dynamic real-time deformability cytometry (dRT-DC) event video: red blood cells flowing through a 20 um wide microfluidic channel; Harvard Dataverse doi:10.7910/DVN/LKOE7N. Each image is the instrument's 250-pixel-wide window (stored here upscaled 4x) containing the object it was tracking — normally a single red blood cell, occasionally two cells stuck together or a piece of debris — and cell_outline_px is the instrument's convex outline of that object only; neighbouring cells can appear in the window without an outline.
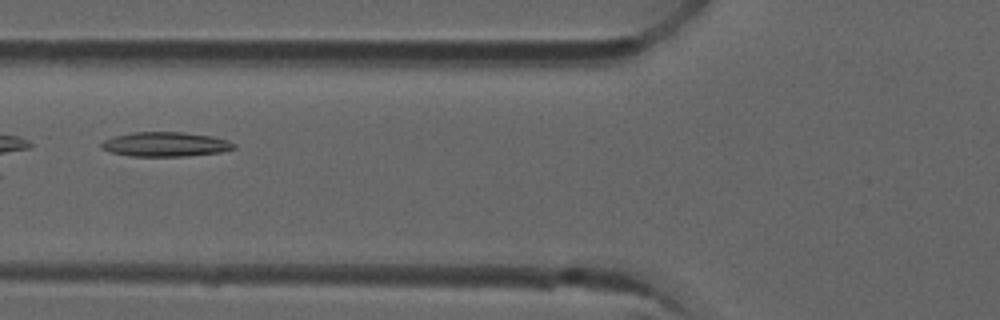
{"species": "common noctule bat (a hibernating species)", "species_latin": "Nyctalus noctula", "temperature_condition": "room temperature", "stored_images_in_passage": 32, "camera_frame_rate_fps": 3000, "um_per_image_px": 0.085, "animal": {"sex": "male", "forearm_length_mm": 52.5}, "frame": {"image": 1, "passage_image": 4, "time_ms": 1.0, "image_size_px": [1000, 320], "cell_outline_px": [[236, 148], [220, 152], [188, 156], [128, 156], [112, 152], [100, 148], [100, 144], [104, 140], [112, 136], [132, 132], [184, 132], [212, 136], [228, 140], [236, 144]], "centroid_in_image_um": [14.05, 12.26], "position_along_channel_um": 111.7, "area_um2": 19.07}}
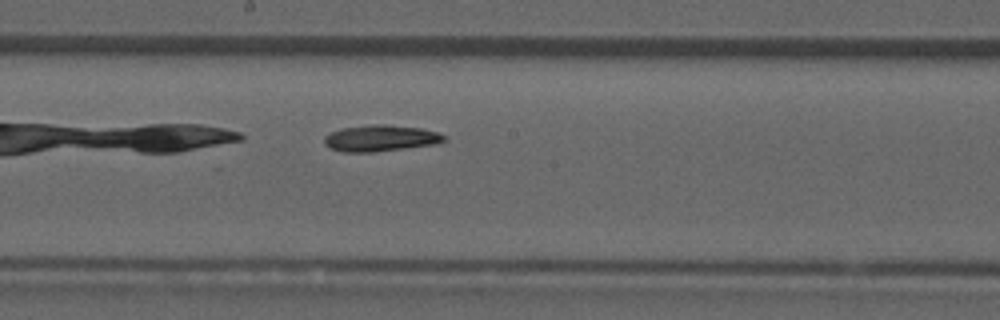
{"frame": {"image": 2, "passage_image": 12, "time_ms": 3.667, "image_size_px": [1000, 320], "cell_outline_px": [[444, 140], [440, 144], [372, 152], [344, 152], [328, 148], [324, 144], [324, 136], [340, 128], [372, 124], [384, 124], [420, 128], [436, 132], [444, 136]], "centroid_in_image_um": [32.31, 11.75], "position_along_channel_um": 215.9, "area_um2": 18.44}}
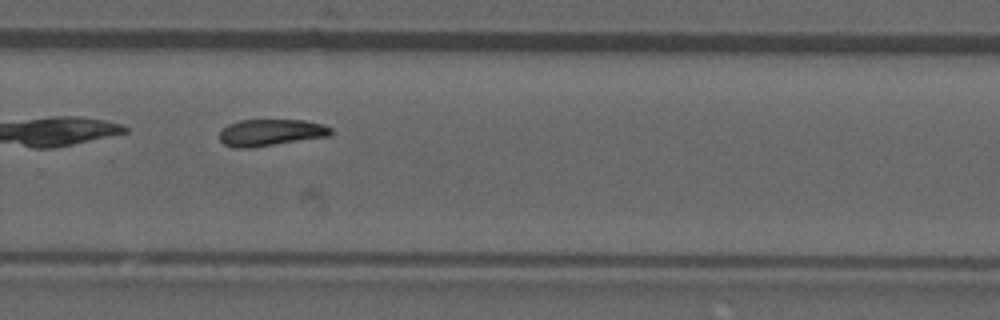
{"frame": {"image": 3, "passage_image": 19, "time_ms": 6.0, "image_size_px": [1000, 320], "cell_outline_px": [[332, 132], [328, 136], [252, 148], [232, 148], [224, 144], [220, 140], [220, 132], [228, 124], [240, 120], [304, 120], [320, 124], [332, 128]], "centroid_in_image_um": [22.98, 11.27], "position_along_channel_um": 306.8, "area_um2": 17.28}}